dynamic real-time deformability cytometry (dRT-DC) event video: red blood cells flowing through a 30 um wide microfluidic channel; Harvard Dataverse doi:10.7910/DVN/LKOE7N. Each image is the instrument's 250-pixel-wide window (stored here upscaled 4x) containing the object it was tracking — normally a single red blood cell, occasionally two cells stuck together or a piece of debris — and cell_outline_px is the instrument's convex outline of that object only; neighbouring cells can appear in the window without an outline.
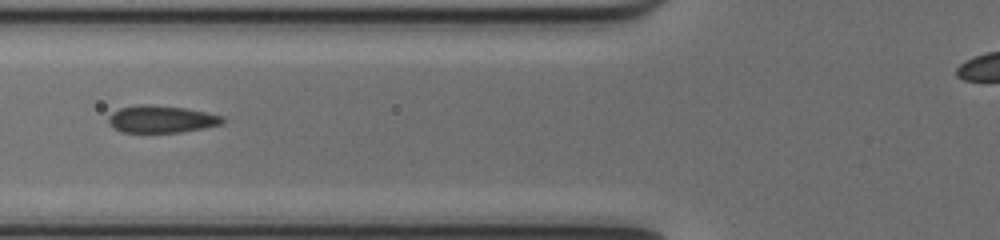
{"species": "common noctule bat (a hibernating species)", "species_latin": "Nyctalus noctula", "temperature_condition": "cold", "stored_images_in_passage": 47, "segment_of_instrument_passage": [2, 2], "camera_frame_rate_fps": 3000, "um_per_image_px": 0.085, "animal": {"sex": "female", "body_mass_g": 17.0, "forearm_length_mm": 48.0}, "frame": {"image": 1, "passage_image": 20, "time_ms": 6.333, "image_size_px": [1000, 240], "cell_outline_px": [[224, 124], [204, 128], [180, 132], [120, 132], [112, 128], [108, 124], [108, 116], [112, 112], [120, 108], [136, 104], [148, 104], [184, 108], [224, 116]], "centroid_in_image_um": [13.68, 10.13], "position_along_channel_um": 112.1, "area_um2": 18.26}}
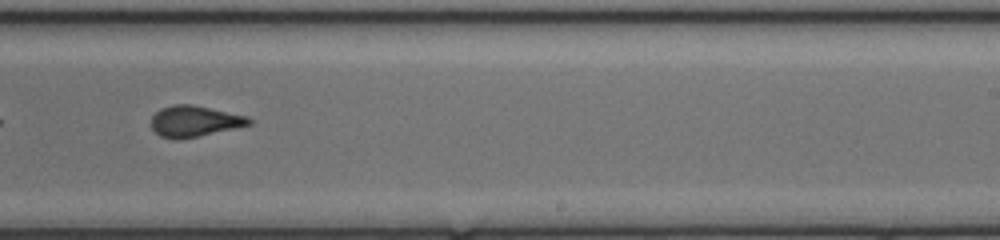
{"frame": {"image": 2, "passage_image": 32, "time_ms": 10.333, "image_size_px": [1000, 240], "cell_outline_px": [[252, 124], [200, 136], [160, 136], [152, 128], [152, 116], [160, 108], [172, 104], [192, 104], [248, 116], [252, 120]], "centroid_in_image_um": [16.57, 10.25], "position_along_channel_um": 272.4, "area_um2": 17.17}}
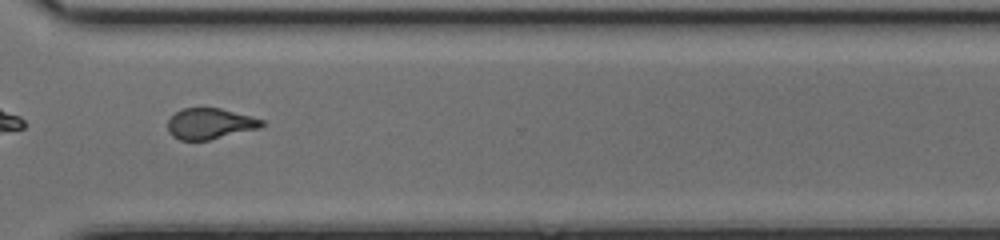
{"frame": {"image": 3, "passage_image": 38, "time_ms": 12.333, "image_size_px": [1000, 240], "cell_outline_px": [[264, 124], [260, 128], [208, 140], [180, 140], [172, 136], [168, 132], [168, 120], [176, 112], [184, 108], [220, 108], [252, 116], [264, 120]], "centroid_in_image_um": [17.85, 10.51], "position_along_channel_um": 352.7, "area_um2": 16.88}}